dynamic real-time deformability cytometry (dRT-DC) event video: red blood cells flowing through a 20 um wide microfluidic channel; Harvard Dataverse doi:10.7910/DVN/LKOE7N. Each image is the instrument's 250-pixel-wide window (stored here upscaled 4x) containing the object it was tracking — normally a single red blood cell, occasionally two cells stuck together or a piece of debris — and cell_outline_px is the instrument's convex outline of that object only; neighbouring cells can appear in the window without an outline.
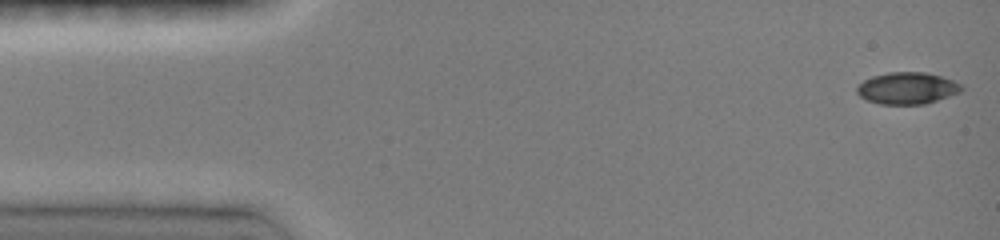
{"species": "common noctule bat (a hibernating species)", "species_latin": "Nyctalus noctula", "temperature_condition": "room temperature", "stored_images_in_passage": 9, "camera_frame_rate_fps": 3000, "um_per_image_px": 0.085, "animal": {"sex": "female", "body_mass_g": 19.0, "forearm_length_mm": 51.5}, "frame": {"image": 1, "passage_image": 1, "time_ms": 0.0, "image_size_px": [1000, 240], "cell_outline_px": [[964, 88], [960, 92], [924, 104], [880, 104], [868, 100], [860, 96], [856, 92], [856, 88], [864, 80], [872, 76], [888, 72], [924, 72], [940, 76], [952, 80], [960, 84]], "centroid_in_image_um": [77.09, 7.49], "position_along_channel_um": 7.9, "area_um2": 19.19}}
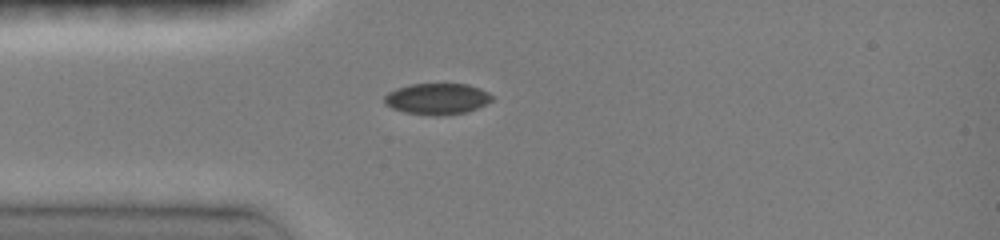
{"frame": {"image": 2, "passage_image": 8, "time_ms": 3.667, "image_size_px": [1000, 240], "cell_outline_px": [[492, 100], [468, 112], [440, 116], [432, 116], [404, 112], [392, 108], [384, 104], [384, 96], [388, 92], [396, 88], [412, 84], [468, 84], [480, 88], [488, 92], [492, 96]], "centroid_in_image_um": [37.13, 8.41], "position_along_channel_um": 47.9, "area_um2": 19.65}}